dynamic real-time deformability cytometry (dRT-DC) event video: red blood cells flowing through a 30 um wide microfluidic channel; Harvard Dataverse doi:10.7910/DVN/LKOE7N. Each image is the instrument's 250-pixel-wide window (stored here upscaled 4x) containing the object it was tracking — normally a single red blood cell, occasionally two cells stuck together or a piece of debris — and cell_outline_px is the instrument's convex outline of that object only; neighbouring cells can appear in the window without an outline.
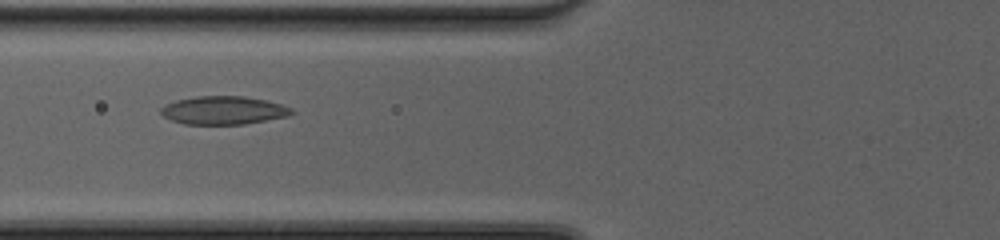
{"species": "common noctule bat (a hibernating species)", "species_latin": "Nyctalus noctula", "temperature_condition": "cold", "stored_images_in_passage": 38, "camera_frame_rate_fps": 3000, "um_per_image_px": 0.085, "animal": {"sex": "female", "body_mass_g": 20.0, "forearm_length_mm": 54.0}, "frame": {"image": 1, "passage_image": 10, "time_ms": 3.0, "image_size_px": [1000, 240], "cell_outline_px": [[296, 112], [288, 116], [244, 124], [184, 124], [172, 120], [164, 116], [160, 112], [160, 108], [164, 104], [176, 100], [196, 96], [244, 96], [264, 100], [280, 104], [292, 108]], "centroid_in_image_um": [18.98, 9.37], "position_along_channel_um": 106.8, "area_um2": 21.5}}
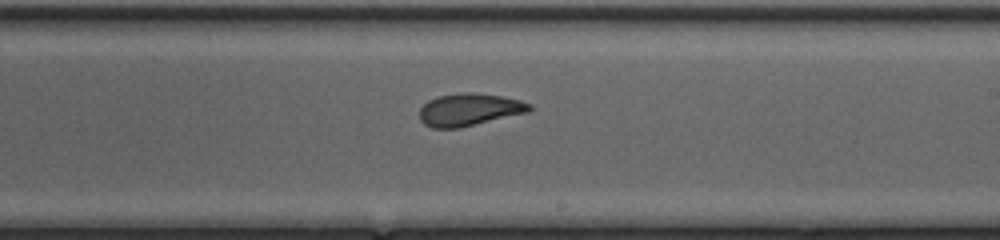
{"frame": {"image": 2, "passage_image": 20, "time_ms": 6.333, "image_size_px": [1000, 240], "cell_outline_px": [[532, 108], [528, 112], [460, 128], [432, 128], [424, 124], [420, 120], [420, 108], [428, 100], [440, 96], [464, 92], [476, 92], [500, 96], [520, 100], [532, 104]], "centroid_in_image_um": [39.89, 9.32], "position_along_channel_um": 249.1, "area_um2": 20.75}}
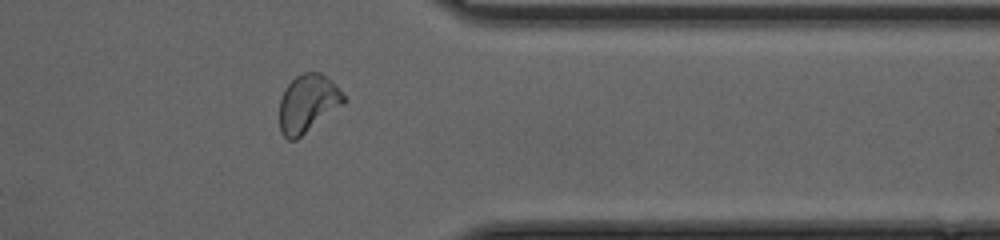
{"frame": {"image": 3, "passage_image": 30, "time_ms": 9.667, "image_size_px": [1000, 240], "cell_outline_px": [[348, 100], [344, 104], [296, 140], [288, 140], [280, 132], [280, 96], [284, 88], [296, 76], [304, 72], [320, 72], [332, 80]], "centroid_in_image_um": [26.16, 8.78], "position_along_channel_um": 385.2, "area_um2": 21.85}}